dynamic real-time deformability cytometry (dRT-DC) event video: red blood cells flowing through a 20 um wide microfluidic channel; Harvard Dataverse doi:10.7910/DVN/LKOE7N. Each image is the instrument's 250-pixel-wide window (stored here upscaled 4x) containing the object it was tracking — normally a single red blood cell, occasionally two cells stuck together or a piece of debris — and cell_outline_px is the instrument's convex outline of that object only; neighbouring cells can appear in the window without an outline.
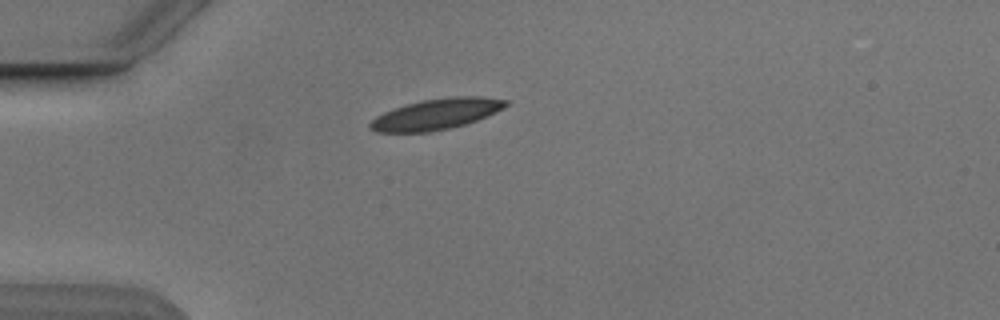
{"species": "Egyptian fruit bat (a non-hibernating species)", "species_latin": "Rousettus aegyptiacus", "temperature_condition": "cold", "stored_images_in_passage": 1, "camera_frame_rate_fps": 3000, "um_per_image_px": 0.085, "animal": {"sex": "male"}, "frame": {"image": 1, "passage_image": 1, "time_ms": 0.0, "image_size_px": [1000, 320], "cell_outline_px": [[512, 100], [504, 108], [496, 112], [476, 120], [464, 124], [448, 128], [428, 132], [376, 132], [368, 128], [368, 124], [376, 116], [392, 108], [420, 100], [452, 96], [480, 96]], "centroid_in_image_um": [37.08, 9.68], "position_along_channel_um": 47.9, "area_um2": 24.51}}